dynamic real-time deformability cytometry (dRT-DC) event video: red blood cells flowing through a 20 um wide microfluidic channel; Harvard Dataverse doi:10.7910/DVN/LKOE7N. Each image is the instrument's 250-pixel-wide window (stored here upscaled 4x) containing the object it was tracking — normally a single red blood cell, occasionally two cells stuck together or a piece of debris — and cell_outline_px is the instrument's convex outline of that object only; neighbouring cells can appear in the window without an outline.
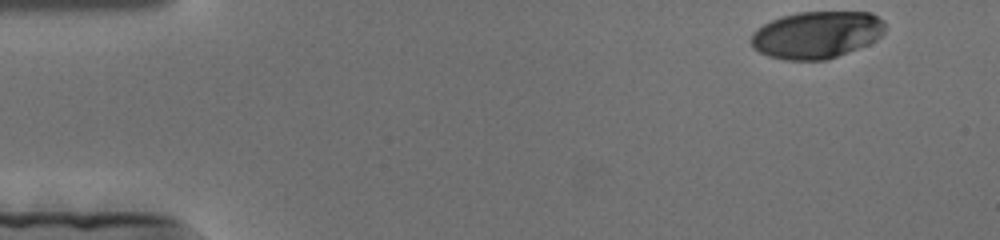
{"species": "human", "species_latin": "Homo sapiens", "temperature_condition": "cold", "stored_images_in_passage": 41, "camera_frame_rate_fps": 3000, "um_per_image_px": 0.085, "donor": {"sex": "female"}, "frame": {"image": 1, "passage_image": 1, "time_ms": 0.0, "image_size_px": [1000, 240], "cell_outline_px": [[884, 32], [876, 40], [868, 44], [828, 60], [784, 60], [768, 56], [752, 48], [752, 32], [764, 24], [780, 16], [800, 12], [872, 12], [884, 20]], "centroid_in_image_um": [69.42, 2.96], "position_along_channel_um": 15.6, "area_um2": 36.93}}
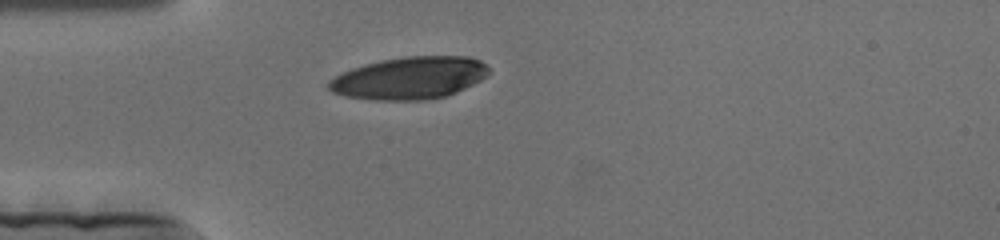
{"frame": {"image": 2, "passage_image": 35, "time_ms": 11.333, "image_size_px": [1000, 240], "cell_outline_px": [[488, 72], [480, 80], [456, 92], [444, 96], [424, 100], [372, 100], [344, 96], [332, 92], [324, 84], [328, 80], [340, 72], [364, 64], [384, 60], [408, 56], [468, 56], [480, 60], [488, 68]], "centroid_in_image_um": [34.73, 6.63], "position_along_channel_um": 50.3, "area_um2": 39.48}}